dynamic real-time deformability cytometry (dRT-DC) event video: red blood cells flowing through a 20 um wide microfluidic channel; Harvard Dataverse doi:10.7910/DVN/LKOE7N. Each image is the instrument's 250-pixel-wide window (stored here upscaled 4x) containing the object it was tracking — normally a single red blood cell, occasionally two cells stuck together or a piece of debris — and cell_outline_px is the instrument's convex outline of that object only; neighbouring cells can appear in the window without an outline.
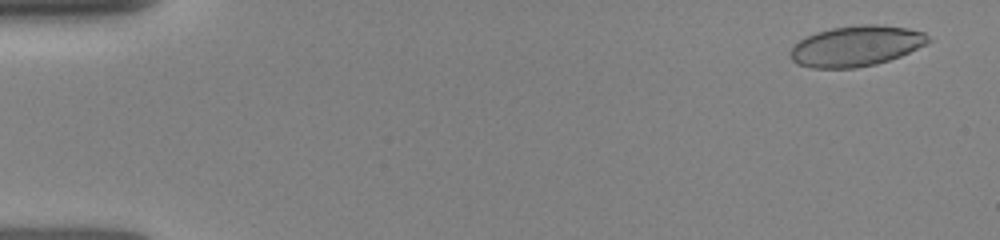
{"species": "human", "species_latin": "Homo sapiens", "temperature_condition": "room temperature", "stored_images_in_passage": 39, "camera_frame_rate_fps": 3000, "um_per_image_px": 0.085, "donor": {"sex": "female"}, "frame": {"image": 1, "passage_image": 2, "time_ms": 0.667, "image_size_px": [1000, 240], "cell_outline_px": [[932, 40], [900, 56], [876, 64], [856, 68], [812, 68], [796, 64], [792, 60], [788, 52], [804, 36], [816, 32], [832, 28], [860, 24], [880, 24], [908, 28], [924, 32]], "centroid_in_image_um": [72.74, 3.9], "position_along_channel_um": 12.3, "area_um2": 32.66}}
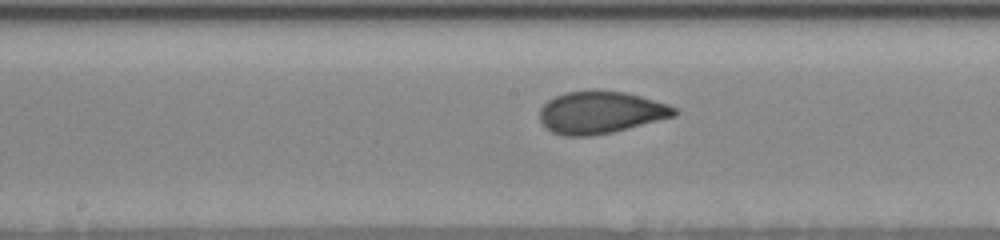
{"frame": {"image": 2, "passage_image": 24, "time_ms": 8.333, "image_size_px": [1000, 240], "cell_outline_px": [[680, 112], [676, 116], [612, 132], [588, 136], [564, 136], [552, 132], [540, 120], [540, 108], [548, 100], [564, 92], [592, 88], [624, 92], [640, 96], [668, 104], [676, 108]], "centroid_in_image_um": [51.06, 9.53], "position_along_channel_um": 197.1, "area_um2": 33.47}}
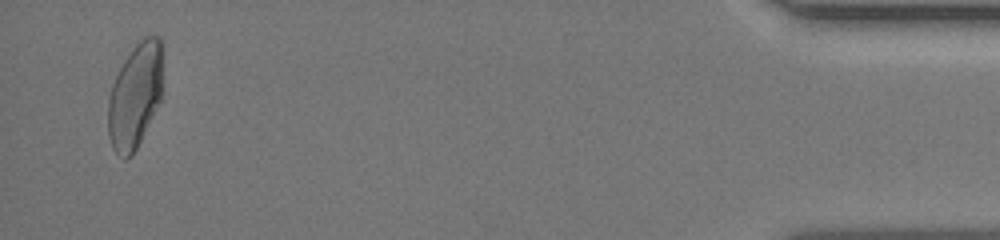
{"frame": {"image": 3, "passage_image": 39, "time_ms": 15.667, "image_size_px": [1000, 240], "cell_outline_px": [[160, 100], [132, 156], [124, 160], [112, 148], [108, 136], [108, 100], [112, 84], [124, 60], [136, 44], [144, 36], [160, 36]], "centroid_in_image_um": [11.43, 8.18], "position_along_channel_um": 423.8, "area_um2": 32.6}}